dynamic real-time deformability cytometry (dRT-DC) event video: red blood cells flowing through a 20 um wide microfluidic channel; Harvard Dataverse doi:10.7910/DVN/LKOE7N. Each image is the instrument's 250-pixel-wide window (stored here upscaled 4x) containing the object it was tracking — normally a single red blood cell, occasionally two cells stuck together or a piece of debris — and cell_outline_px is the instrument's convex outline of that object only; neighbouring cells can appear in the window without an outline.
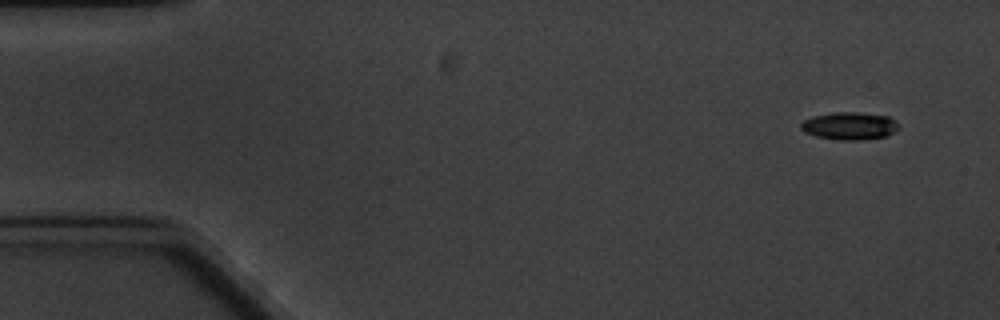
{"species": "common noctule bat (a hibernating species)", "species_latin": "Nyctalus noctula", "temperature_condition": "cold", "stored_images_in_passage": 6, "camera_frame_rate_fps": 3000, "um_per_image_px": 0.085, "animal": {"sex": "male", "body_mass_g": 20.1, "forearm_length_mm": 53.5}, "frame": {"image": 1, "passage_image": 1, "time_ms": 0.0, "image_size_px": [1000, 320], "cell_outline_px": [[896, 128], [892, 132], [884, 136], [860, 140], [840, 140], [816, 136], [804, 132], [800, 128], [800, 124], [804, 120], [812, 116], [832, 112], [860, 112], [888, 116], [896, 124]], "centroid_in_image_um": [72.12, 10.69], "position_along_channel_um": 12.9, "area_um2": 15.49}}
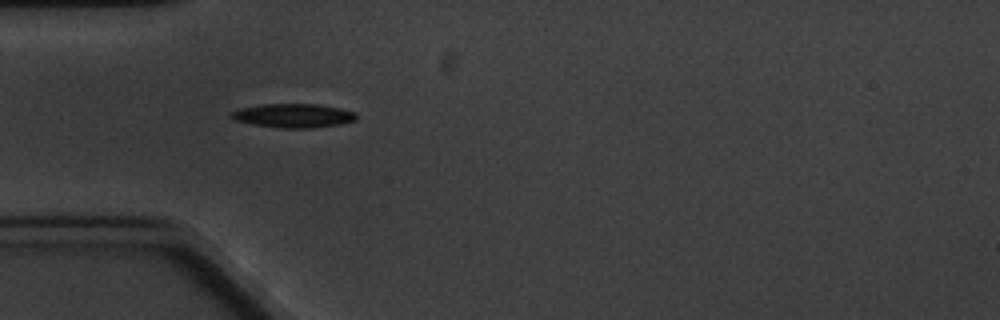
{"frame": {"image": 2, "passage_image": 5, "time_ms": 4.667, "image_size_px": [1000, 320], "cell_outline_px": [[356, 120], [340, 124], [312, 128], [280, 128], [252, 124], [236, 120], [228, 116], [232, 112], [240, 108], [264, 104], [316, 104], [340, 108], [356, 112]], "centroid_in_image_um": [24.94, 9.83], "position_along_channel_um": 60.1, "area_um2": 17.4}}